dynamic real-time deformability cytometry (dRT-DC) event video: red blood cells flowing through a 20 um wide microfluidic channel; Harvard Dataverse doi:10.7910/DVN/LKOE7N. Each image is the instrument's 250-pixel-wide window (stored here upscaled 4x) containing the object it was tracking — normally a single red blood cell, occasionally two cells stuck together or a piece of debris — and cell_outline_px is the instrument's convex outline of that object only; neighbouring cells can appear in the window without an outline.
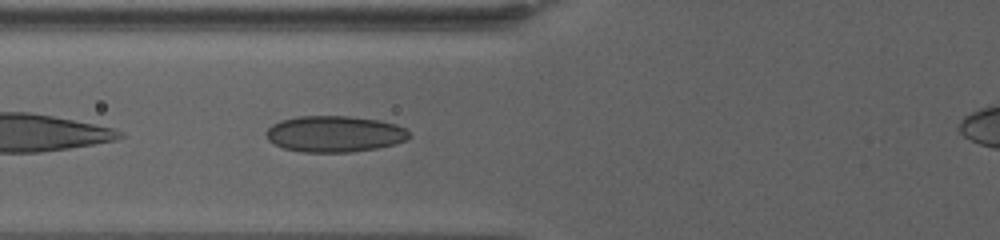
{"species": "human", "species_latin": "Homo sapiens", "temperature_condition": "warm", "stored_images_in_passage": 45, "camera_frame_rate_fps": 3000, "um_per_image_px": 0.085, "donor": {"sex": "female"}, "frame": {"image": 1, "passage_image": 4, "time_ms": 1.0, "image_size_px": [1000, 240], "cell_outline_px": [[412, 136], [396, 144], [376, 148], [352, 152], [300, 152], [284, 148], [272, 144], [268, 140], [268, 128], [272, 124], [280, 120], [296, 116], [348, 116], [380, 120], [396, 124], [404, 128]], "centroid_in_image_um": [28.43, 11.38], "position_along_channel_um": 97.4, "area_um2": 30.29}}
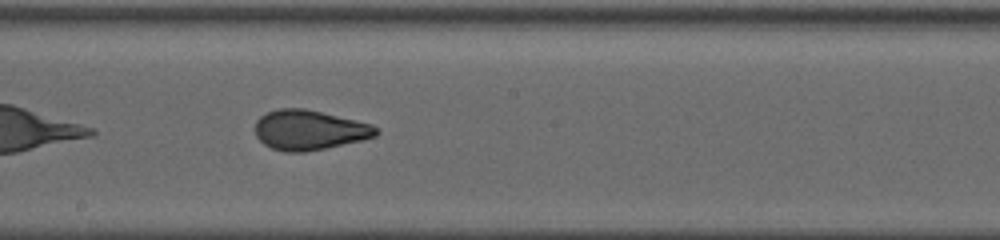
{"frame": {"image": 2, "passage_image": 17, "time_ms": 5.333, "image_size_px": [1000, 240], "cell_outline_px": [[380, 132], [376, 136], [364, 140], [304, 152], [284, 152], [272, 148], [264, 144], [256, 136], [256, 120], [260, 116], [268, 112], [280, 108], [304, 108], [372, 124]], "centroid_in_image_um": [26.29, 11.05], "position_along_channel_um": 221.9, "area_um2": 27.98}}
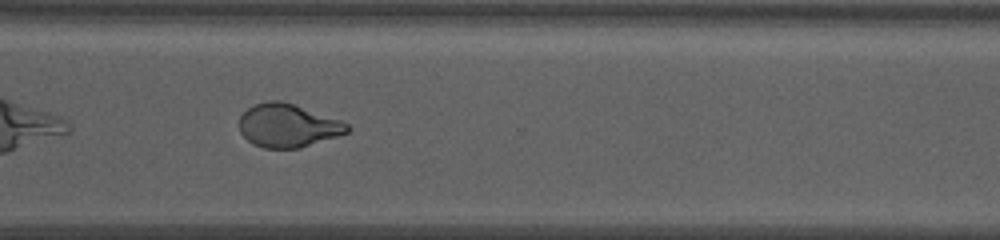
{"frame": {"image": 3, "passage_image": 30, "time_ms": 9.667, "image_size_px": [1000, 240], "cell_outline_px": [[352, 128], [348, 132], [300, 148], [264, 148], [252, 144], [240, 132], [240, 116], [248, 108], [256, 104], [268, 100], [280, 100], [340, 120], [348, 124]], "centroid_in_image_um": [24.45, 10.68], "position_along_channel_um": 346.1, "area_um2": 26.93}}